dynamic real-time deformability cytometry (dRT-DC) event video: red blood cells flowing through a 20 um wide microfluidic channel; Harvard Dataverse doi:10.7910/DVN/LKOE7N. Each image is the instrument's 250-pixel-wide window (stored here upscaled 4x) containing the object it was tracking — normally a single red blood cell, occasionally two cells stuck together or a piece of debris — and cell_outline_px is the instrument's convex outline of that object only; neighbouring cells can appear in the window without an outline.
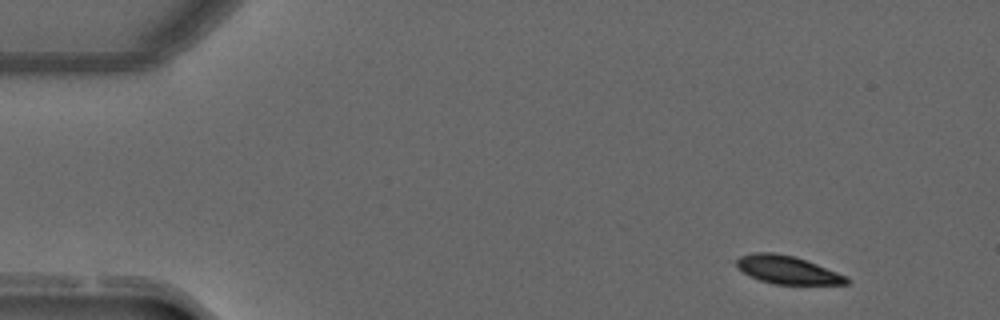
{"species": "common noctule bat (a hibernating species)", "species_latin": "Nyctalus noctula", "temperature_condition": "warm", "stored_images_in_passage": 6, "camera_frame_rate_fps": 3000, "um_per_image_px": 0.085, "animal": {"sex": "male", "forearm_length_mm": 52.5}, "frame": {"image": 1, "passage_image": 1, "time_ms": 0.0, "image_size_px": [1000, 320], "cell_outline_px": [[848, 284], [776, 284], [760, 280], [744, 272], [736, 264], [736, 260], [740, 256], [752, 252], [776, 252], [792, 256], [816, 264], [848, 276]], "centroid_in_image_um": [66.93, 22.93], "position_along_channel_um": 18.1, "area_um2": 17.69}}
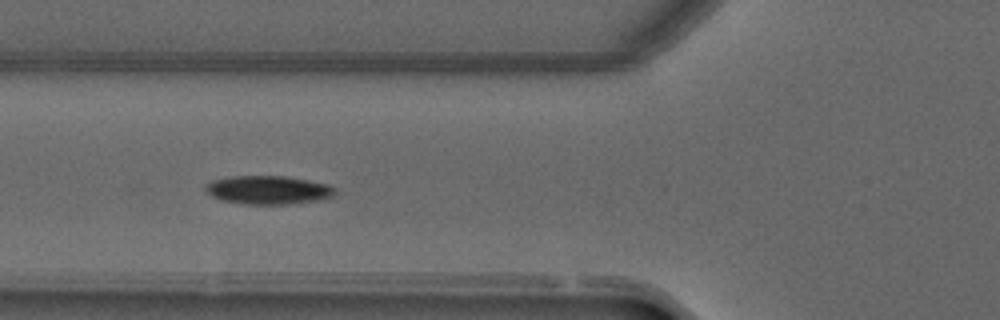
{"frame": {"image": 2, "passage_image": 5, "time_ms": 1.333, "image_size_px": [1000, 320], "cell_outline_px": [[336, 192], [332, 196], [316, 200], [288, 204], [244, 204], [224, 200], [212, 196], [204, 188], [204, 184], [212, 180], [232, 176], [284, 176], [308, 180], [328, 184], [336, 188]], "centroid_in_image_um": [22.78, 16.14], "position_along_channel_um": 103.0, "area_um2": 21.39}}
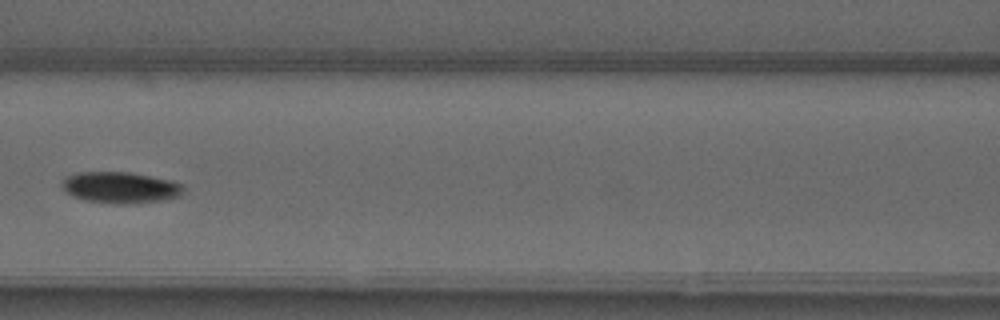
{"frame": {"image": 3, "passage_image": 6, "time_ms": 1.667, "image_size_px": [1000, 320], "cell_outline_px": [[184, 188], [180, 196], [160, 200], [88, 200], [72, 196], [60, 184], [60, 180], [64, 176], [80, 172], [128, 172], [168, 180], [180, 184]], "centroid_in_image_um": [10.15, 15.86], "position_along_channel_um": 156.5, "area_um2": 20.63}}